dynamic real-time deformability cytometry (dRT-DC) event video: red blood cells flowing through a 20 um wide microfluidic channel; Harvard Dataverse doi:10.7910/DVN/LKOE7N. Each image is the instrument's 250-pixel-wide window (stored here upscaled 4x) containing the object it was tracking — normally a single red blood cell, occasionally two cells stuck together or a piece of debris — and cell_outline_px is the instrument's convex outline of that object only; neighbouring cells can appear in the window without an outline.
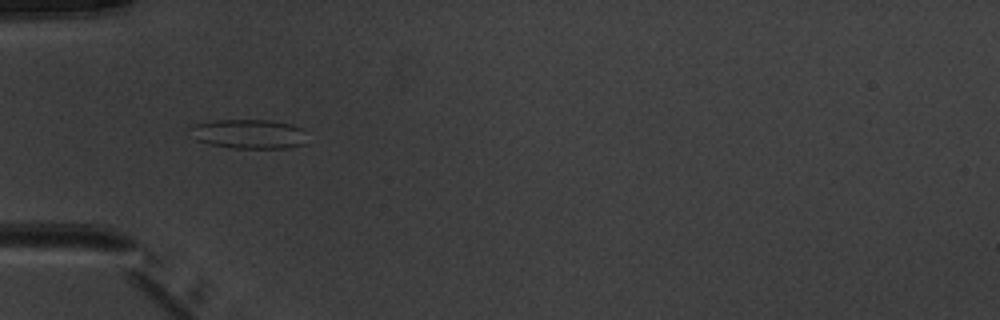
{"species": "common noctule bat (a hibernating species)", "species_latin": "Nyctalus noctula", "temperature_condition": "warm", "stored_images_in_passage": 6, "camera_frame_rate_fps": 3000, "um_per_image_px": 0.085, "animal": {"sex": "male", "body_mass_g": 20.1, "forearm_length_mm": 53.5}, "frame": {"image": 1, "passage_image": 5, "time_ms": 4.667, "image_size_px": [1000, 320], "cell_outline_px": [[304, 144], [288, 148], [232, 148], [208, 144], [196, 140], [184, 128], [188, 124], [212, 120], [268, 120], [292, 124], [300, 128]], "centroid_in_image_um": [20.96, 11.37], "position_along_channel_um": 64.0, "area_um2": 20.29}}
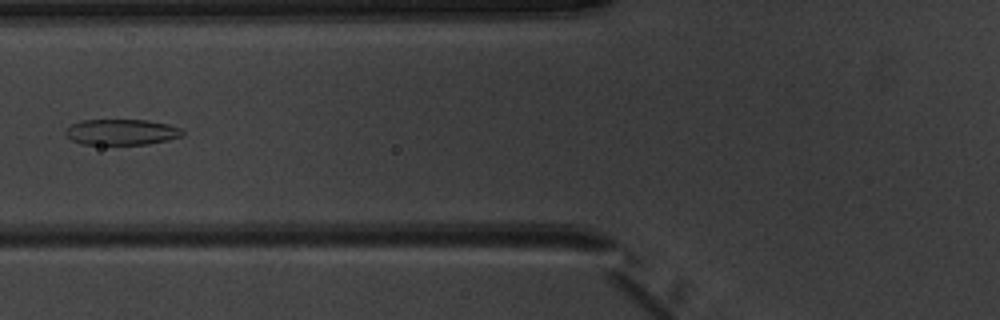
{"frame": {"image": 2, "passage_image": 6, "time_ms": 6.0, "image_size_px": [1000, 320], "cell_outline_px": [[184, 132], [180, 136], [168, 140], [148, 144], [80, 144], [72, 140], [64, 132], [72, 124], [84, 120], [148, 120], [168, 124], [180, 128]], "centroid_in_image_um": [10.34, 11.22], "position_along_channel_um": 115.5, "area_um2": 17.4}}